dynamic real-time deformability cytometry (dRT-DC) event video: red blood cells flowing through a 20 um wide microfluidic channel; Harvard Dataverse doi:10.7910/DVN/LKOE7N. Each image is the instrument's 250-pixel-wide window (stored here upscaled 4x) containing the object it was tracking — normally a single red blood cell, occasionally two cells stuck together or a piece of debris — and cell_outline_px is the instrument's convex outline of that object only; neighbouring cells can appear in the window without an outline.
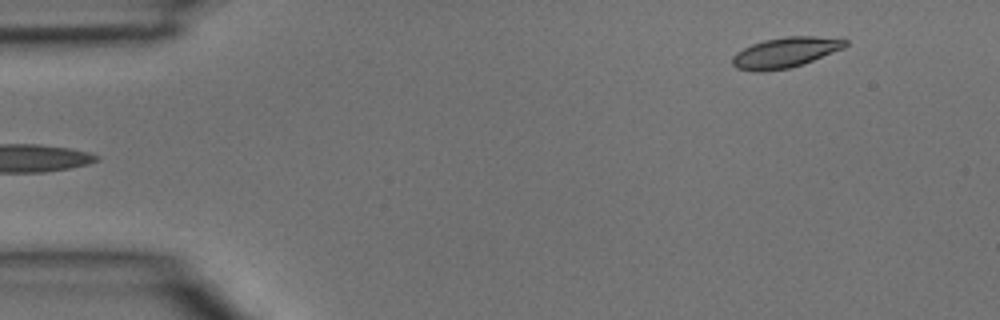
{"species": "common noctule bat (a hibernating species)", "species_latin": "Nyctalus noctula", "temperature_condition": "room temperature", "stored_images_in_passage": 4, "segment_of_instrument_passage": [2, 2], "camera_frame_rate_fps": 3000, "um_per_image_px": 0.085, "animal": {"sex": "male", "body_mass_g": 15.6}, "frame": {"image": 1, "passage_image": 4, "time_ms": 1.0, "image_size_px": [1000, 320], "cell_outline_px": [[848, 44], [844, 48], [804, 64], [792, 68], [760, 72], [752, 72], [736, 68], [732, 64], [732, 56], [736, 52], [752, 44], [764, 40], [788, 36], [844, 36], [848, 40]], "centroid_in_image_um": [66.82, 4.45], "position_along_channel_um": 18.2, "area_um2": 20.58}}